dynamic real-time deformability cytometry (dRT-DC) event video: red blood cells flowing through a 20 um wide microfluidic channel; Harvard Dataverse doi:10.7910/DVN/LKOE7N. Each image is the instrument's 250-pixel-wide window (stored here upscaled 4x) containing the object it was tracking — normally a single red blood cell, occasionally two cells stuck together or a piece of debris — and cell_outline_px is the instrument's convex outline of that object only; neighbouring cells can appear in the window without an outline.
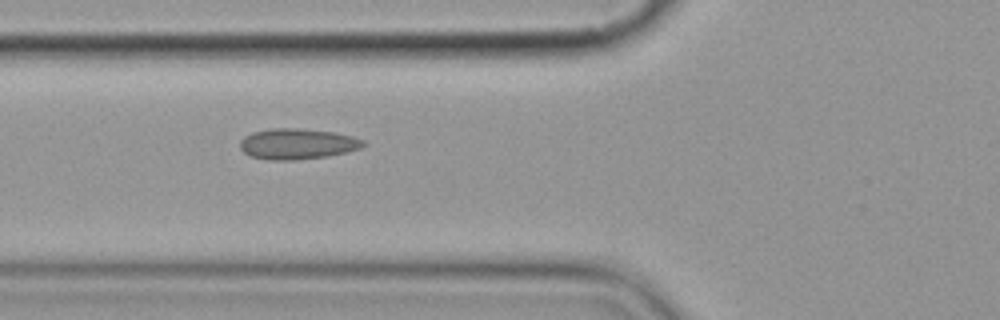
{"species": "common noctule bat (a hibernating species)", "species_latin": "Nyctalus noctula", "temperature_condition": "cold", "stored_images_in_passage": 6, "camera_frame_rate_fps": 3000, "um_per_image_px": 0.085, "animal": {"sex": "female", "body_mass_g": 19.9}, "frame": {"image": 1, "passage_image": 6, "time_ms": 6.0, "image_size_px": [1000, 320], "cell_outline_px": [[364, 144], [360, 148], [344, 152], [324, 156], [296, 160], [268, 160], [252, 156], [244, 152], [240, 148], [240, 140], [244, 136], [252, 132], [272, 128], [300, 128], [336, 132], [352, 136], [364, 140]], "centroid_in_image_um": [25.24, 12.21], "position_along_channel_um": 100.6, "area_um2": 21.96}}